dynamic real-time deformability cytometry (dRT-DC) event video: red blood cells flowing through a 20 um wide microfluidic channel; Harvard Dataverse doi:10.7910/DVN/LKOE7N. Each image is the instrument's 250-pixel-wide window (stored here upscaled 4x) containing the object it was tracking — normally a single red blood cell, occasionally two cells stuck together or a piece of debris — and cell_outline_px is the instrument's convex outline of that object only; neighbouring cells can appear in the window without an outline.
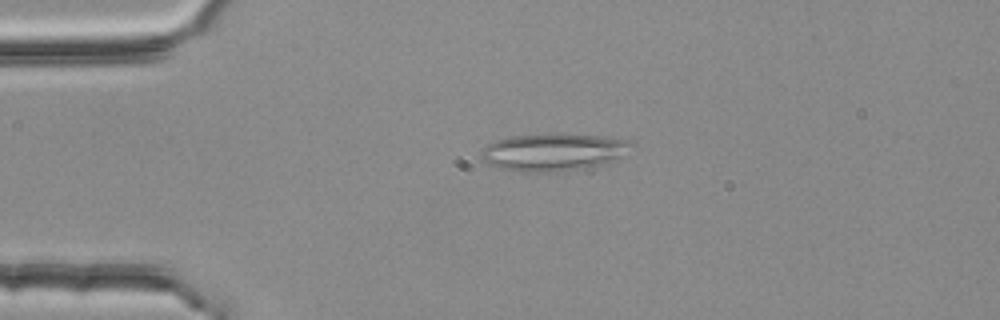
{"species": "common noctule bat (a hibernating species)", "species_latin": "Nyctalus noctula", "temperature_condition": "room temperature", "stored_images_in_passage": 2, "camera_frame_rate_fps": 3000, "um_per_image_px": 0.085, "animal": {"sex": "female", "body_mass_g": 25.1}, "frame": {"image": 1, "passage_image": 1, "time_ms": 0.0, "image_size_px": [1000, 320], "cell_outline_px": [[636, 144], [620, 156], [604, 164], [556, 172], [516, 172], [500, 168], [488, 164], [480, 156], [480, 152], [488, 144], [496, 140], [508, 136], [548, 132], [600, 136], [632, 140]], "centroid_in_image_um": [47.01, 12.9], "position_along_channel_um": 38.0, "area_um2": 33.29}}